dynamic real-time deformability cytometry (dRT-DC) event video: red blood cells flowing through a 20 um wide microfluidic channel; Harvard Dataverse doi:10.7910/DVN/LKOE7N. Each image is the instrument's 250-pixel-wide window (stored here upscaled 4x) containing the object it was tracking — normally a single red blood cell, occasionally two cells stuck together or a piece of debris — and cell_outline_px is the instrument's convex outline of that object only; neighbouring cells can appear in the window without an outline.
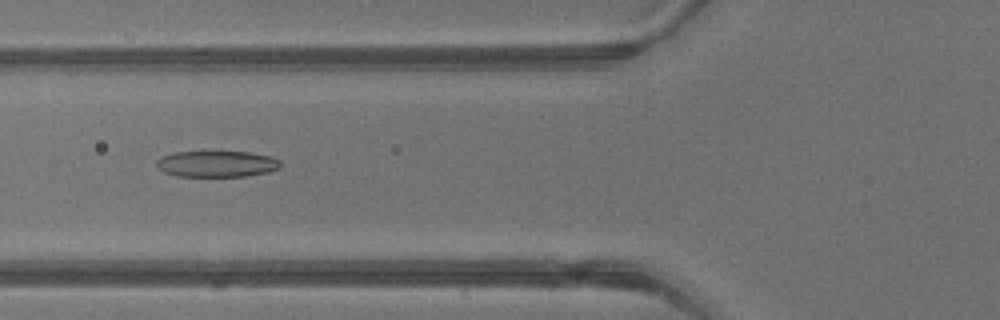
{"species": "common noctule bat (a hibernating species)", "species_latin": "Nyctalus noctula", "temperature_condition": "warm", "stored_images_in_passage": 3, "camera_frame_rate_fps": 3000, "um_per_image_px": 0.085, "animal": {"sex": "male", "body_mass_g": 13.3}, "frame": {"image": 1, "passage_image": 3, "time_ms": 0.667, "image_size_px": [1000, 320], "cell_outline_px": [[280, 168], [268, 172], [244, 176], [176, 176], [164, 172], [156, 164], [156, 160], [172, 152], [252, 152], [272, 156], [280, 160]], "centroid_in_image_um": [18.46, 13.93], "position_along_channel_um": 107.3, "area_um2": 18.9}}